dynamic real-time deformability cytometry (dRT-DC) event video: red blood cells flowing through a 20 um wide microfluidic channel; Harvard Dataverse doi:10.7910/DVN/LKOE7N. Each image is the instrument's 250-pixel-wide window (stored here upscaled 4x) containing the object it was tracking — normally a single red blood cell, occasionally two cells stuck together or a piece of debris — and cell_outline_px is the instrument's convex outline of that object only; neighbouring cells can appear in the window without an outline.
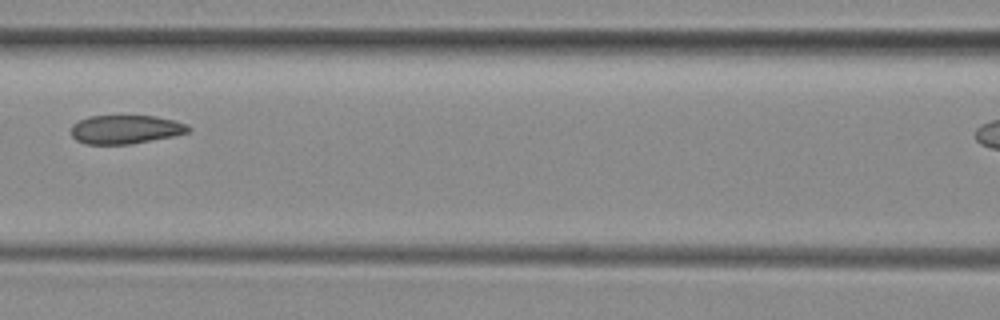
{"species": "common noctule bat (a hibernating species)", "species_latin": "Nyctalus noctula", "temperature_condition": "room temperature", "stored_images_in_passage": 7, "segment_of_instrument_passage": [1, 2], "camera_frame_rate_fps": 3000, "um_per_image_px": 0.085, "animal": {"sex": "female", "body_mass_g": 29.2, "forearm_length_mm": 56.3}, "frame": {"image": 1, "passage_image": 6, "time_ms": 5.667, "image_size_px": [1000, 320], "cell_outline_px": [[192, 128], [188, 132], [172, 136], [132, 144], [84, 144], [76, 140], [72, 136], [72, 124], [88, 116], [156, 116], [176, 120], [188, 124]], "centroid_in_image_um": [10.69, 11.0], "position_along_channel_um": 155.9, "area_um2": 19.71}}